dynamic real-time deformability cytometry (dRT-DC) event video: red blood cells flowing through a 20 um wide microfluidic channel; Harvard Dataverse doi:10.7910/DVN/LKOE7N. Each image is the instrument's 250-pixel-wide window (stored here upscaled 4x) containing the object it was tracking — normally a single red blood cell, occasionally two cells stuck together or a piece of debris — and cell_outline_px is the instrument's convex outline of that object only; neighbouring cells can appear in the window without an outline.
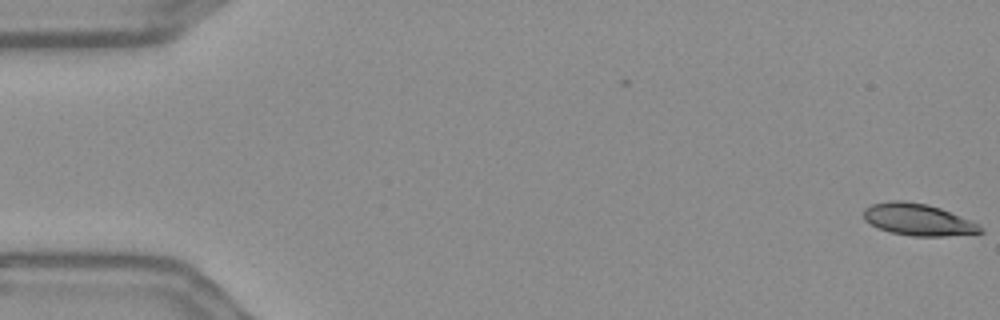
{"species": "Egyptian fruit bat (a non-hibernating species)", "species_latin": "Rousettus aegyptiacus", "temperature_condition": "warm", "stored_images_in_passage": 4, "camera_frame_rate_fps": 3000, "um_per_image_px": 0.085, "frame": {"image": 1, "passage_image": 4, "time_ms": 1.0, "image_size_px": [1000, 320], "cell_outline_px": [[984, 232], [944, 236], [912, 236], [888, 232], [864, 220], [864, 208], [872, 204], [892, 200], [904, 200], [928, 204], [940, 208], [980, 224]], "centroid_in_image_um": [78.03, 18.66], "position_along_channel_um": 7.0, "area_um2": 21.62}}